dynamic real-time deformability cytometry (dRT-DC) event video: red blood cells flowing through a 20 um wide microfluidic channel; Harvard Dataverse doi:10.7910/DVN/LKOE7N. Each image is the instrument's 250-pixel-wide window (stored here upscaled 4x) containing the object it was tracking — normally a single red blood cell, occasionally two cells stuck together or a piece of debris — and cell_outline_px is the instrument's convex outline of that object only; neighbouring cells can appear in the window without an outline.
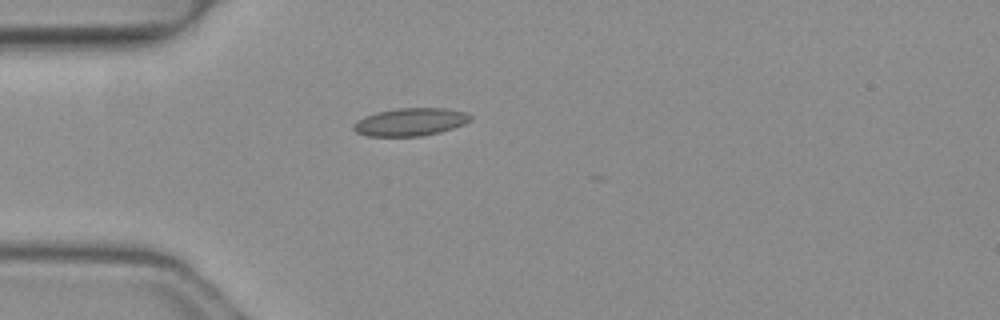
{"species": "common noctule bat (a hibernating species)", "species_latin": "Nyctalus noctula", "temperature_condition": "warm", "stored_images_in_passage": 4, "camera_frame_rate_fps": 3000, "um_per_image_px": 0.085, "animal": {"sex": "female", "body_mass_g": 19.3, "forearm_length_mm": 54.1}, "frame": {"image": 1, "passage_image": 4, "time_ms": 1.0, "image_size_px": [1000, 320], "cell_outline_px": [[472, 120], [464, 124], [440, 132], [420, 136], [368, 136], [356, 132], [352, 128], [352, 124], [356, 120], [364, 116], [376, 112], [396, 108], [448, 108], [464, 112], [472, 116]], "centroid_in_image_um": [34.86, 10.36], "position_along_channel_um": 50.1, "area_um2": 19.07}}